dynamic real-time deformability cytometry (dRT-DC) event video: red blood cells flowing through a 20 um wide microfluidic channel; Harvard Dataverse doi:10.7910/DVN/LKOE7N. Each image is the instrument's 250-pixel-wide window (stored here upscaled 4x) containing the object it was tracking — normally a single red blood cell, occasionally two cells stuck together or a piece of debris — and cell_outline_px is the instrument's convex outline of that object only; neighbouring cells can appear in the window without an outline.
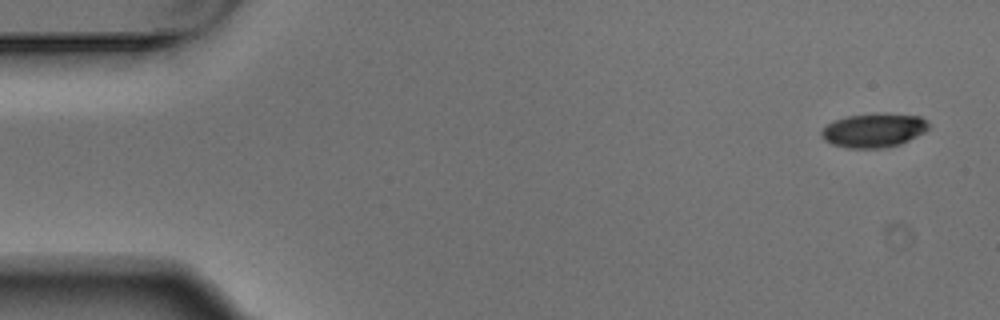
{"species": "Egyptian fruit bat (a non-hibernating species)", "species_latin": "Rousettus aegyptiacus", "temperature_condition": "warm", "stored_images_in_passage": 6, "camera_frame_rate_fps": 3000, "um_per_image_px": 0.085, "animal": {"sex": "male"}, "frame": {"image": 1, "passage_image": 1, "time_ms": 0.0, "image_size_px": [1000, 320], "cell_outline_px": [[928, 128], [924, 132], [900, 144], [880, 148], [848, 148], [832, 144], [824, 140], [820, 132], [828, 124], [836, 120], [848, 116], [880, 112], [884, 112], [920, 116], [928, 120]], "centroid_in_image_um": [74.29, 11.06], "position_along_channel_um": 10.7, "area_um2": 21.27}}
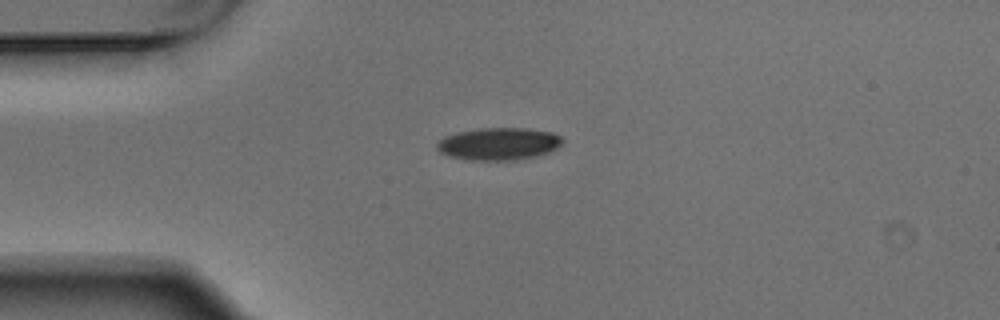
{"frame": {"image": 2, "passage_image": 4, "time_ms": 1.0, "image_size_px": [1000, 320], "cell_outline_px": [[564, 140], [556, 148], [548, 152], [536, 156], [516, 160], [468, 160], [448, 156], [440, 152], [436, 148], [436, 144], [444, 136], [456, 132], [480, 128], [528, 128], [552, 132], [560, 136]], "centroid_in_image_um": [42.36, 12.22], "position_along_channel_um": 42.6, "area_um2": 23.81}}
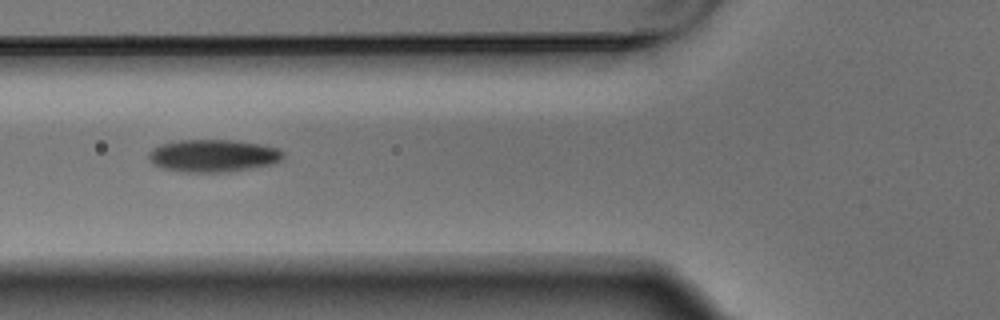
{"frame": {"image": 3, "passage_image": 6, "time_ms": 1.667, "image_size_px": [1000, 320], "cell_outline_px": [[284, 156], [280, 160], [272, 164], [252, 168], [228, 172], [180, 172], [164, 168], [152, 164], [148, 156], [148, 152], [152, 148], [160, 144], [180, 140], [232, 140], [264, 144], [276, 148], [284, 152]], "centroid_in_image_um": [18.11, 13.23], "position_along_channel_um": 107.7, "area_um2": 25.66}}